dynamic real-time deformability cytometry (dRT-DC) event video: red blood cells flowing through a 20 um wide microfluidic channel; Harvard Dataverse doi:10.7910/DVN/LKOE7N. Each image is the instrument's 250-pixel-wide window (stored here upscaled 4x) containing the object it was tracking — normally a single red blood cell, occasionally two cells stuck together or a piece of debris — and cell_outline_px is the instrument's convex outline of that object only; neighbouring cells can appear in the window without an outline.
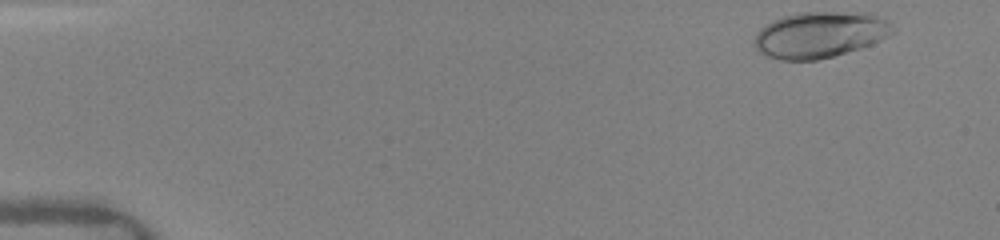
{"species": "human", "species_latin": "Homo sapiens", "temperature_condition": "warm", "stored_images_in_passage": 5, "camera_frame_rate_fps": 3000, "um_per_image_px": 0.085, "donor": {"sex": "female"}, "frame": {"image": 1, "passage_image": 1, "time_ms": 0.0, "image_size_px": [1000, 240], "cell_outline_px": [[892, 32], [888, 36], [872, 44], [860, 48], [832, 56], [816, 60], [780, 60], [768, 56], [756, 48], [756, 32], [760, 28], [772, 20], [784, 16], [800, 12], [832, 12], [872, 16], [884, 20], [888, 24]], "centroid_in_image_um": [69.6, 2.97], "position_along_channel_um": 15.4, "area_um2": 36.01}}